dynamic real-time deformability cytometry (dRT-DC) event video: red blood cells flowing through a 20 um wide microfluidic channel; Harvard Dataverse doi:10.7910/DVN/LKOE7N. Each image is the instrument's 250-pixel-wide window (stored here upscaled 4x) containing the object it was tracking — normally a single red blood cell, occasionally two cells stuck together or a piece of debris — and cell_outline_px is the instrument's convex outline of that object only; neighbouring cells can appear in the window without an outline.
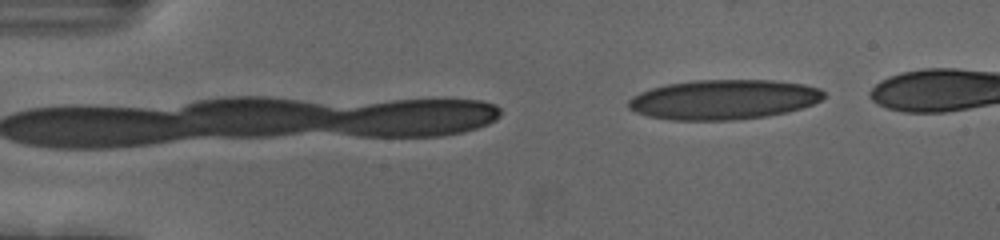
{"species": "human", "species_latin": "Homo sapiens", "temperature_condition": "cold", "stored_images_in_passage": 7, "camera_frame_rate_fps": 3000, "um_per_image_px": 0.085, "donor": {"sex": "female"}, "frame": {"image": 1, "passage_image": 7, "time_ms": 2.0, "image_size_px": [1000, 240], "cell_outline_px": [[824, 96], [820, 100], [812, 104], [788, 112], [768, 116], [736, 120], [672, 120], [648, 116], [636, 112], [628, 108], [628, 100], [632, 96], [640, 92], [652, 88], [668, 84], [696, 80], [772, 80], [804, 84], [820, 88], [824, 92]], "centroid_in_image_um": [61.5, 8.46], "position_along_channel_um": 23.5, "area_um2": 45.37}}